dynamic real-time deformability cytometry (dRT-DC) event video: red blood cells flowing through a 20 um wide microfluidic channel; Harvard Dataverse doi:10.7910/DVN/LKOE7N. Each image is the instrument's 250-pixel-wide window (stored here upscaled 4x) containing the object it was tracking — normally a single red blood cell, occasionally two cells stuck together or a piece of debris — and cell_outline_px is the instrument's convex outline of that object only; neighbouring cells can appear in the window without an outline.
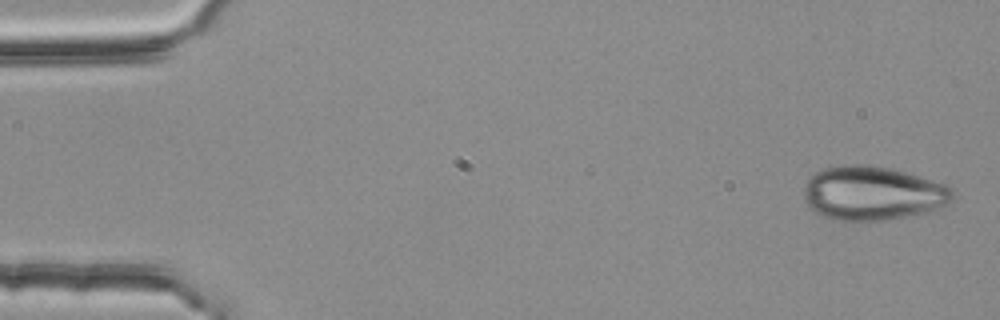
{"species": "common noctule bat (a hibernating species)", "species_latin": "Nyctalus noctula", "temperature_condition": "room temperature", "stored_images_in_passage": 3, "camera_frame_rate_fps": 3000, "um_per_image_px": 0.085, "animal": {"sex": "female", "body_mass_g": 25.1}, "frame": {"image": 1, "passage_image": 1, "time_ms": 0.0, "image_size_px": [1000, 320], "cell_outline_px": [[956, 192], [948, 204], [936, 212], [884, 220], [832, 220], [808, 208], [804, 200], [804, 184], [808, 176], [824, 168], [844, 164], [864, 164], [888, 168], [904, 172], [944, 184], [952, 188]], "centroid_in_image_um": [74.17, 16.44], "position_along_channel_um": 10.8, "area_um2": 47.4}}